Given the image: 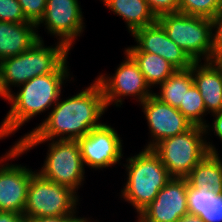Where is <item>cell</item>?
Returning <instances> with one entry per match:
<instances>
[{"label":"cell","instance_id":"6da1fadb","mask_svg":"<svg viewBox=\"0 0 222 222\" xmlns=\"http://www.w3.org/2000/svg\"><path fill=\"white\" fill-rule=\"evenodd\" d=\"M54 106L41 124L16 143L20 140H78L101 126L103 123L98 120L107 111L102 88L96 80L66 100L59 98Z\"/></svg>","mask_w":222,"mask_h":222},{"label":"cell","instance_id":"7a4b0ae2","mask_svg":"<svg viewBox=\"0 0 222 222\" xmlns=\"http://www.w3.org/2000/svg\"><path fill=\"white\" fill-rule=\"evenodd\" d=\"M66 61L56 72L36 76L19 85L17 93H10L8 102L11 108L0 124V139L15 133L31 118L46 112L61 98L64 80L69 79L70 72ZM22 87V88H21ZM21 126V127H20Z\"/></svg>","mask_w":222,"mask_h":222},{"label":"cell","instance_id":"3957f363","mask_svg":"<svg viewBox=\"0 0 222 222\" xmlns=\"http://www.w3.org/2000/svg\"><path fill=\"white\" fill-rule=\"evenodd\" d=\"M142 150L126 159L128 176L120 195L135 208L137 215L156 198L159 191L172 178L153 149Z\"/></svg>","mask_w":222,"mask_h":222},{"label":"cell","instance_id":"277c9868","mask_svg":"<svg viewBox=\"0 0 222 222\" xmlns=\"http://www.w3.org/2000/svg\"><path fill=\"white\" fill-rule=\"evenodd\" d=\"M37 41L29 50L0 62L2 84L9 95L10 87L19 86L36 76L56 72L68 59L70 49L61 42L53 47Z\"/></svg>","mask_w":222,"mask_h":222},{"label":"cell","instance_id":"5b68a950","mask_svg":"<svg viewBox=\"0 0 222 222\" xmlns=\"http://www.w3.org/2000/svg\"><path fill=\"white\" fill-rule=\"evenodd\" d=\"M49 142V150L39 174L53 183L66 186L76 194L84 181L85 166L77 140H20L17 144L27 153ZM52 141V142H51Z\"/></svg>","mask_w":222,"mask_h":222},{"label":"cell","instance_id":"8992f818","mask_svg":"<svg viewBox=\"0 0 222 222\" xmlns=\"http://www.w3.org/2000/svg\"><path fill=\"white\" fill-rule=\"evenodd\" d=\"M205 135L204 127L193 125L188 131L160 141L153 150L171 177L186 178L209 152L218 153Z\"/></svg>","mask_w":222,"mask_h":222},{"label":"cell","instance_id":"52a82bcc","mask_svg":"<svg viewBox=\"0 0 222 222\" xmlns=\"http://www.w3.org/2000/svg\"><path fill=\"white\" fill-rule=\"evenodd\" d=\"M157 22L167 36L183 49L194 62L210 61L213 51L211 19L172 13L160 16Z\"/></svg>","mask_w":222,"mask_h":222},{"label":"cell","instance_id":"ba28073f","mask_svg":"<svg viewBox=\"0 0 222 222\" xmlns=\"http://www.w3.org/2000/svg\"><path fill=\"white\" fill-rule=\"evenodd\" d=\"M78 200L73 190L36 172L31 177L23 215L25 218L73 215L77 212Z\"/></svg>","mask_w":222,"mask_h":222},{"label":"cell","instance_id":"9c48e42d","mask_svg":"<svg viewBox=\"0 0 222 222\" xmlns=\"http://www.w3.org/2000/svg\"><path fill=\"white\" fill-rule=\"evenodd\" d=\"M113 76L100 74L95 80L100 84L106 107H121L124 97L134 96L140 103L153 95L138 64L127 53ZM123 97V98H121Z\"/></svg>","mask_w":222,"mask_h":222},{"label":"cell","instance_id":"30bf717a","mask_svg":"<svg viewBox=\"0 0 222 222\" xmlns=\"http://www.w3.org/2000/svg\"><path fill=\"white\" fill-rule=\"evenodd\" d=\"M26 153L17 143L0 157V211L23 214L31 177L37 172L26 166L3 162Z\"/></svg>","mask_w":222,"mask_h":222},{"label":"cell","instance_id":"8fae6325","mask_svg":"<svg viewBox=\"0 0 222 222\" xmlns=\"http://www.w3.org/2000/svg\"><path fill=\"white\" fill-rule=\"evenodd\" d=\"M84 166L103 169L117 164L123 156L122 140L106 123L92 129L77 140Z\"/></svg>","mask_w":222,"mask_h":222},{"label":"cell","instance_id":"7c38bea8","mask_svg":"<svg viewBox=\"0 0 222 222\" xmlns=\"http://www.w3.org/2000/svg\"><path fill=\"white\" fill-rule=\"evenodd\" d=\"M78 0H47L43 18L37 24L45 25L47 32L64 43L70 50L85 25Z\"/></svg>","mask_w":222,"mask_h":222},{"label":"cell","instance_id":"4fadbf2b","mask_svg":"<svg viewBox=\"0 0 222 222\" xmlns=\"http://www.w3.org/2000/svg\"><path fill=\"white\" fill-rule=\"evenodd\" d=\"M141 105L152 137L145 148L153 149L160 141L188 131L193 126L177 108L161 102L154 95Z\"/></svg>","mask_w":222,"mask_h":222},{"label":"cell","instance_id":"5bb4252c","mask_svg":"<svg viewBox=\"0 0 222 222\" xmlns=\"http://www.w3.org/2000/svg\"><path fill=\"white\" fill-rule=\"evenodd\" d=\"M188 213L187 179L172 177L137 217L143 222H176Z\"/></svg>","mask_w":222,"mask_h":222},{"label":"cell","instance_id":"9a60e30c","mask_svg":"<svg viewBox=\"0 0 222 222\" xmlns=\"http://www.w3.org/2000/svg\"><path fill=\"white\" fill-rule=\"evenodd\" d=\"M132 36L137 45L125 48V52L154 53L170 62L176 69H188L194 64L188 54L167 36L158 22L137 29Z\"/></svg>","mask_w":222,"mask_h":222},{"label":"cell","instance_id":"2e32d148","mask_svg":"<svg viewBox=\"0 0 222 222\" xmlns=\"http://www.w3.org/2000/svg\"><path fill=\"white\" fill-rule=\"evenodd\" d=\"M32 22L0 21V62L29 50L42 37Z\"/></svg>","mask_w":222,"mask_h":222},{"label":"cell","instance_id":"e0dca14e","mask_svg":"<svg viewBox=\"0 0 222 222\" xmlns=\"http://www.w3.org/2000/svg\"><path fill=\"white\" fill-rule=\"evenodd\" d=\"M194 62L192 65L193 83L203 97L206 112H221L222 105V76L211 61L203 64Z\"/></svg>","mask_w":222,"mask_h":222},{"label":"cell","instance_id":"ac0fdd59","mask_svg":"<svg viewBox=\"0 0 222 222\" xmlns=\"http://www.w3.org/2000/svg\"><path fill=\"white\" fill-rule=\"evenodd\" d=\"M114 14L123 18L131 35L140 28L152 25L157 18L146 0H101Z\"/></svg>","mask_w":222,"mask_h":222},{"label":"cell","instance_id":"d6986e66","mask_svg":"<svg viewBox=\"0 0 222 222\" xmlns=\"http://www.w3.org/2000/svg\"><path fill=\"white\" fill-rule=\"evenodd\" d=\"M193 188L222 193V160L219 153L209 152L186 177Z\"/></svg>","mask_w":222,"mask_h":222},{"label":"cell","instance_id":"ffe728a7","mask_svg":"<svg viewBox=\"0 0 222 222\" xmlns=\"http://www.w3.org/2000/svg\"><path fill=\"white\" fill-rule=\"evenodd\" d=\"M189 214L198 215L204 222H222V193L193 188L187 181Z\"/></svg>","mask_w":222,"mask_h":222},{"label":"cell","instance_id":"44dd1931","mask_svg":"<svg viewBox=\"0 0 222 222\" xmlns=\"http://www.w3.org/2000/svg\"><path fill=\"white\" fill-rule=\"evenodd\" d=\"M138 64L147 84L157 86L162 84L177 69L163 57L148 52H127ZM157 84V85H156Z\"/></svg>","mask_w":222,"mask_h":222},{"label":"cell","instance_id":"7402d4cb","mask_svg":"<svg viewBox=\"0 0 222 222\" xmlns=\"http://www.w3.org/2000/svg\"><path fill=\"white\" fill-rule=\"evenodd\" d=\"M192 67L177 69L169 78L159 85L160 93L153 95L161 102L178 108L183 103L185 92L193 85Z\"/></svg>","mask_w":222,"mask_h":222},{"label":"cell","instance_id":"603a6c76","mask_svg":"<svg viewBox=\"0 0 222 222\" xmlns=\"http://www.w3.org/2000/svg\"><path fill=\"white\" fill-rule=\"evenodd\" d=\"M194 126L204 127L207 123L203 116L206 115V107L203 97L193 84L183 97V103L177 108Z\"/></svg>","mask_w":222,"mask_h":222},{"label":"cell","instance_id":"cb8c5ba5","mask_svg":"<svg viewBox=\"0 0 222 222\" xmlns=\"http://www.w3.org/2000/svg\"><path fill=\"white\" fill-rule=\"evenodd\" d=\"M222 10V0H180L179 13L212 19Z\"/></svg>","mask_w":222,"mask_h":222},{"label":"cell","instance_id":"d4e9b609","mask_svg":"<svg viewBox=\"0 0 222 222\" xmlns=\"http://www.w3.org/2000/svg\"><path fill=\"white\" fill-rule=\"evenodd\" d=\"M0 21L12 23L29 22L18 0H0Z\"/></svg>","mask_w":222,"mask_h":222},{"label":"cell","instance_id":"484cf974","mask_svg":"<svg viewBox=\"0 0 222 222\" xmlns=\"http://www.w3.org/2000/svg\"><path fill=\"white\" fill-rule=\"evenodd\" d=\"M18 2L26 19L37 25L44 16L47 0H18Z\"/></svg>","mask_w":222,"mask_h":222},{"label":"cell","instance_id":"4316f807","mask_svg":"<svg viewBox=\"0 0 222 222\" xmlns=\"http://www.w3.org/2000/svg\"><path fill=\"white\" fill-rule=\"evenodd\" d=\"M152 13L158 19L160 16L179 12L180 0H146Z\"/></svg>","mask_w":222,"mask_h":222},{"label":"cell","instance_id":"83f0119b","mask_svg":"<svg viewBox=\"0 0 222 222\" xmlns=\"http://www.w3.org/2000/svg\"><path fill=\"white\" fill-rule=\"evenodd\" d=\"M213 51L212 54H222V10L212 19ZM215 29V30H214ZM215 31V32H214Z\"/></svg>","mask_w":222,"mask_h":222},{"label":"cell","instance_id":"f1b7e54d","mask_svg":"<svg viewBox=\"0 0 222 222\" xmlns=\"http://www.w3.org/2000/svg\"><path fill=\"white\" fill-rule=\"evenodd\" d=\"M82 220L83 217L76 216V213L68 216L25 218V222H82Z\"/></svg>","mask_w":222,"mask_h":222},{"label":"cell","instance_id":"f546056e","mask_svg":"<svg viewBox=\"0 0 222 222\" xmlns=\"http://www.w3.org/2000/svg\"><path fill=\"white\" fill-rule=\"evenodd\" d=\"M212 116L215 117L213 118L214 120L212 122V126L211 125L209 126V124H206L204 126L205 134L207 135V133H209L212 128V131H214V134L218 136L222 142V112L213 113Z\"/></svg>","mask_w":222,"mask_h":222},{"label":"cell","instance_id":"4dcf8cb0","mask_svg":"<svg viewBox=\"0 0 222 222\" xmlns=\"http://www.w3.org/2000/svg\"><path fill=\"white\" fill-rule=\"evenodd\" d=\"M0 222H25L23 214L0 211Z\"/></svg>","mask_w":222,"mask_h":222},{"label":"cell","instance_id":"1f68e13d","mask_svg":"<svg viewBox=\"0 0 222 222\" xmlns=\"http://www.w3.org/2000/svg\"><path fill=\"white\" fill-rule=\"evenodd\" d=\"M176 222H204L198 215L186 214L180 217Z\"/></svg>","mask_w":222,"mask_h":222},{"label":"cell","instance_id":"d6a6232c","mask_svg":"<svg viewBox=\"0 0 222 222\" xmlns=\"http://www.w3.org/2000/svg\"><path fill=\"white\" fill-rule=\"evenodd\" d=\"M210 61L219 70V72L222 76V54H212Z\"/></svg>","mask_w":222,"mask_h":222},{"label":"cell","instance_id":"836d02e7","mask_svg":"<svg viewBox=\"0 0 222 222\" xmlns=\"http://www.w3.org/2000/svg\"><path fill=\"white\" fill-rule=\"evenodd\" d=\"M0 96L5 100H8L9 98V95L6 93L2 84L1 65H0Z\"/></svg>","mask_w":222,"mask_h":222},{"label":"cell","instance_id":"e575fe53","mask_svg":"<svg viewBox=\"0 0 222 222\" xmlns=\"http://www.w3.org/2000/svg\"><path fill=\"white\" fill-rule=\"evenodd\" d=\"M82 222H95V221H90V218L88 219V218H84V216H83V220H82ZM97 222V221H96Z\"/></svg>","mask_w":222,"mask_h":222}]
</instances>
